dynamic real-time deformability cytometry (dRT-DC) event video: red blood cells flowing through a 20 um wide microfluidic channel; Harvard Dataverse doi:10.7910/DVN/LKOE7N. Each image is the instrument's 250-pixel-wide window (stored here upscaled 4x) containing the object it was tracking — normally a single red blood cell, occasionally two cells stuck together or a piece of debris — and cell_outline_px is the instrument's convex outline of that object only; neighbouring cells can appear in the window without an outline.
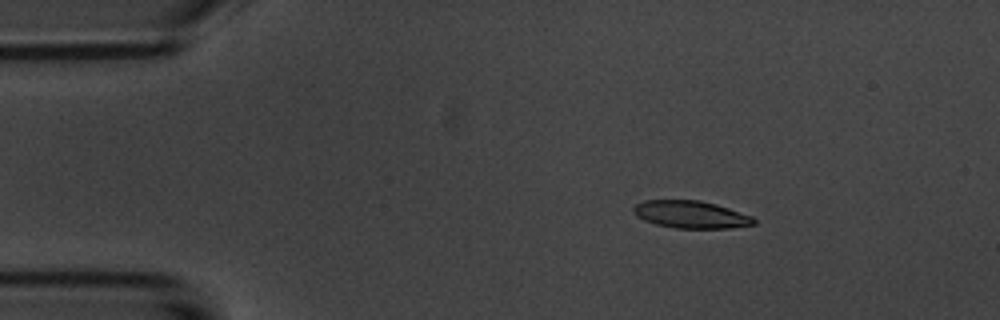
{"species": "common noctule bat (a hibernating species)", "species_latin": "Nyctalus noctula", "temperature_condition": "room temperature", "stored_images_in_passage": 4, "camera_frame_rate_fps": 3000, "um_per_image_px": 0.085, "animal": {"sex": "male", "body_mass_g": 20.1, "forearm_length_mm": 53.5}, "frame": {"image": 1, "passage_image": 2, "time_ms": 1.0, "image_size_px": [1000, 320], "cell_outline_px": [[756, 224], [732, 228], [676, 228], [656, 224], [644, 220], [636, 216], [632, 208], [636, 204], [644, 200], [700, 200], [716, 204], [752, 216], [756, 220]], "centroid_in_image_um": [58.73, 18.23], "position_along_channel_um": 26.3, "area_um2": 19.25}}
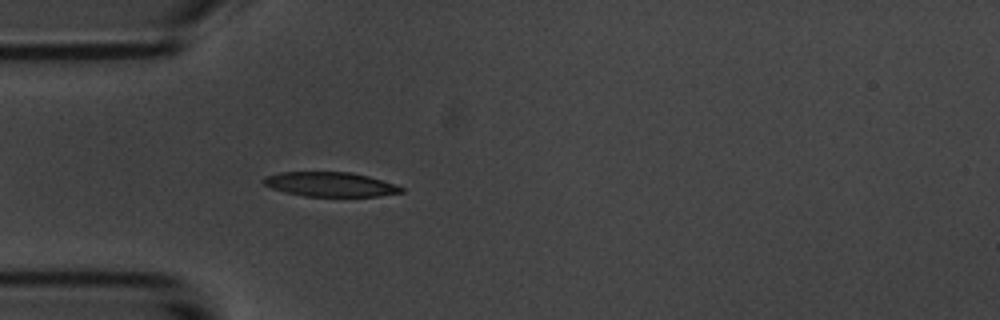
{"frame": {"image": 2, "passage_image": 4, "time_ms": 3.333, "image_size_px": [1000, 320], "cell_outline_px": [[404, 192], [376, 196], [304, 196], [272, 188], [264, 184], [260, 180], [264, 176], [280, 172], [352, 172], [368, 176], [396, 184], [404, 188]], "centroid_in_image_um": [28.07, 15.66], "position_along_channel_um": 56.9, "area_um2": 19.59}}